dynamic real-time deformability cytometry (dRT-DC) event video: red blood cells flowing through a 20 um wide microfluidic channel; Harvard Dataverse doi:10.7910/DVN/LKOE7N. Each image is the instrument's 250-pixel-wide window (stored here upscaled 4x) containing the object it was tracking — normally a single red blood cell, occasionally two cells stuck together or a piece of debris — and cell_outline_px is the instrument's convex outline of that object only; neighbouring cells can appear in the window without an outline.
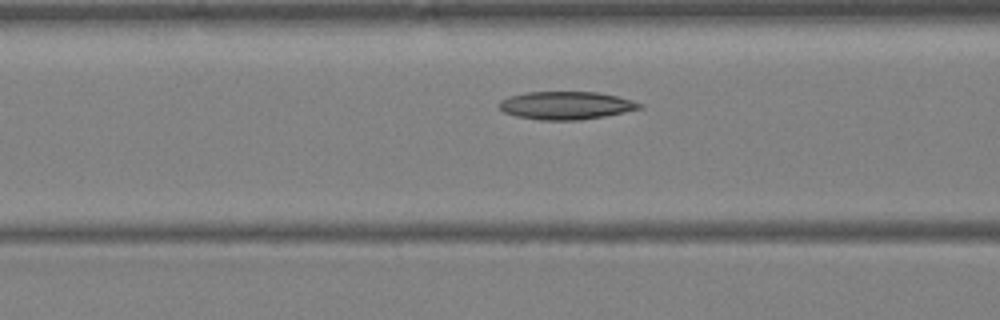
{"species": "Egyptian fruit bat (a non-hibernating species)", "species_latin": "Rousettus aegyptiacus", "temperature_condition": "warm", "stored_images_in_passage": 29, "camera_frame_rate_fps": 3000, "um_per_image_px": 0.085, "animal": {"sex": "female"}, "frame": {"image": 1, "passage_image": 10, "time_ms": 3.0, "image_size_px": [1000, 320], "cell_outline_px": [[644, 108], [604, 116], [576, 120], [540, 120], [516, 116], [504, 112], [496, 104], [500, 100], [524, 92], [600, 92], [632, 100], [644, 104]], "centroid_in_image_um": [48.12, 8.96], "position_along_channel_um": 118.5, "area_um2": 22.89}}
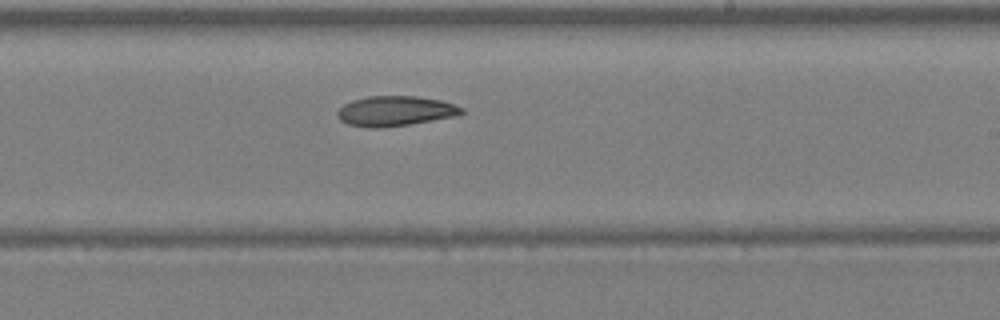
{"frame": {"image": 2, "passage_image": 18, "time_ms": 5.667, "image_size_px": [1000, 320], "cell_outline_px": [[464, 112], [460, 116], [408, 124], [376, 128], [372, 128], [348, 124], [340, 120], [336, 112], [344, 104], [352, 100], [368, 96], [416, 96], [440, 100], [464, 108]], "centroid_in_image_um": [33.61, 9.43], "position_along_channel_um": 255.4, "area_um2": 21.68}}
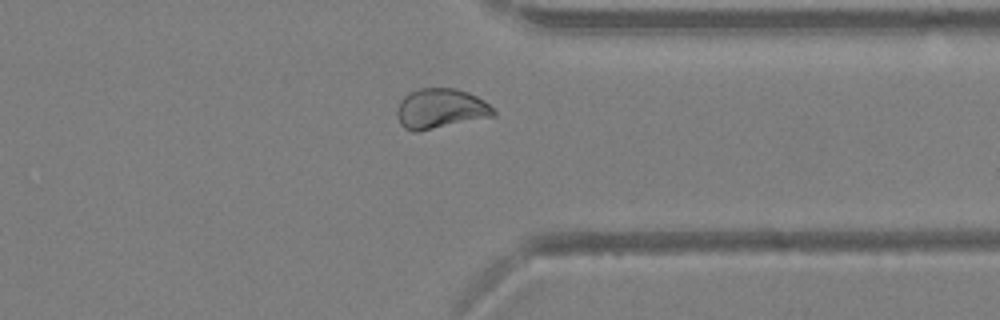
{"frame": {"image": 3, "passage_image": 25, "time_ms": 8.0, "image_size_px": [1000, 320], "cell_outline_px": [[496, 112], [492, 116], [420, 132], [412, 132], [404, 128], [400, 124], [396, 116], [396, 108], [400, 100], [408, 92], [420, 88], [456, 88], [468, 92], [484, 100]], "centroid_in_image_um": [37.38, 9.24], "position_along_channel_um": 374.0, "area_um2": 22.72}}